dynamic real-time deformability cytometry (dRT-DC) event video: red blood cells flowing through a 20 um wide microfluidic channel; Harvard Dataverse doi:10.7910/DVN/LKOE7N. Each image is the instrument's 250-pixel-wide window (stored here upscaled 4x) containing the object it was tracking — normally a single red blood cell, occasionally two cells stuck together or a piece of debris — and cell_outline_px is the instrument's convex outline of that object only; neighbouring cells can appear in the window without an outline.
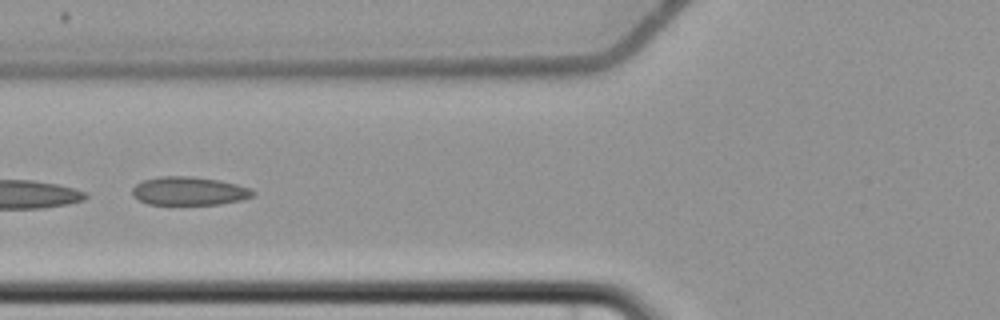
{"species": "common noctule bat (a hibernating species)", "species_latin": "Nyctalus noctula", "temperature_condition": "cold", "stored_images_in_passage": 5, "camera_frame_rate_fps": 3000, "um_per_image_px": 0.085, "animal": {"sex": "female", "body_mass_g": 22.7, "forearm_length_mm": 54.2}, "frame": {"image": 1, "passage_image": 3, "time_ms": 2.667, "image_size_px": [1000, 320], "cell_outline_px": [[256, 192], [252, 196], [240, 200], [220, 204], [148, 204], [132, 196], [132, 188], [136, 184], [144, 180], [160, 176], [192, 176], [220, 180], [236, 184], [248, 188]], "centroid_in_image_um": [16.05, 16.23], "position_along_channel_um": 109.8, "area_um2": 19.88}}
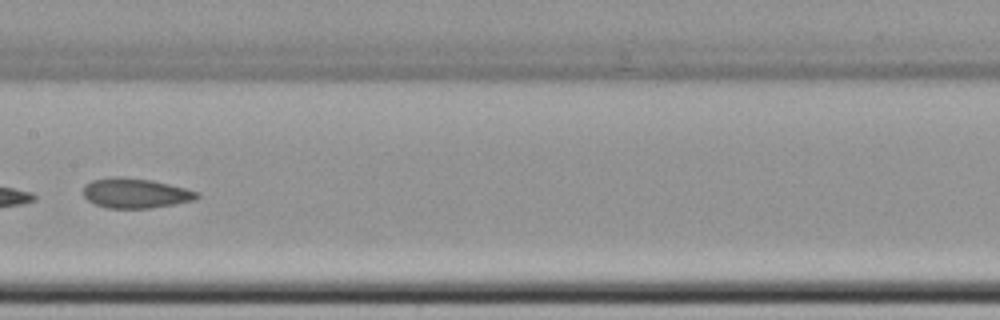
{"frame": {"image": 2, "passage_image": 5, "time_ms": 5.0, "image_size_px": [1000, 320], "cell_outline_px": [[200, 196], [196, 200], [152, 208], [108, 208], [96, 204], [88, 200], [84, 196], [84, 184], [92, 180], [116, 176], [120, 176], [152, 180], [200, 192]], "centroid_in_image_um": [11.53, 16.41], "position_along_channel_um": 195.9, "area_um2": 19.83}}